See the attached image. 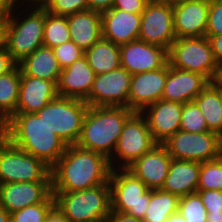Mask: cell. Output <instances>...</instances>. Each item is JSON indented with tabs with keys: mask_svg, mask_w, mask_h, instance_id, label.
<instances>
[{
	"mask_svg": "<svg viewBox=\"0 0 222 222\" xmlns=\"http://www.w3.org/2000/svg\"><path fill=\"white\" fill-rule=\"evenodd\" d=\"M54 205V197L51 194L44 202L27 206L11 213V222H43L46 214Z\"/></svg>",
	"mask_w": 222,
	"mask_h": 222,
	"instance_id": "e575fe53",
	"label": "cell"
},
{
	"mask_svg": "<svg viewBox=\"0 0 222 222\" xmlns=\"http://www.w3.org/2000/svg\"><path fill=\"white\" fill-rule=\"evenodd\" d=\"M179 130L190 133H203L209 131L205 118L194 101L183 104Z\"/></svg>",
	"mask_w": 222,
	"mask_h": 222,
	"instance_id": "836d02e7",
	"label": "cell"
},
{
	"mask_svg": "<svg viewBox=\"0 0 222 222\" xmlns=\"http://www.w3.org/2000/svg\"><path fill=\"white\" fill-rule=\"evenodd\" d=\"M87 3L89 10L102 13L113 7L114 0H87Z\"/></svg>",
	"mask_w": 222,
	"mask_h": 222,
	"instance_id": "7bdbcfd3",
	"label": "cell"
},
{
	"mask_svg": "<svg viewBox=\"0 0 222 222\" xmlns=\"http://www.w3.org/2000/svg\"><path fill=\"white\" fill-rule=\"evenodd\" d=\"M43 8L53 15L69 16L89 9L87 0H48Z\"/></svg>",
	"mask_w": 222,
	"mask_h": 222,
	"instance_id": "d590c367",
	"label": "cell"
},
{
	"mask_svg": "<svg viewBox=\"0 0 222 222\" xmlns=\"http://www.w3.org/2000/svg\"><path fill=\"white\" fill-rule=\"evenodd\" d=\"M200 162L172 159L162 190L179 197L197 192Z\"/></svg>",
	"mask_w": 222,
	"mask_h": 222,
	"instance_id": "d4e9b609",
	"label": "cell"
},
{
	"mask_svg": "<svg viewBox=\"0 0 222 222\" xmlns=\"http://www.w3.org/2000/svg\"><path fill=\"white\" fill-rule=\"evenodd\" d=\"M207 222H222V212H207Z\"/></svg>",
	"mask_w": 222,
	"mask_h": 222,
	"instance_id": "c3c4849f",
	"label": "cell"
},
{
	"mask_svg": "<svg viewBox=\"0 0 222 222\" xmlns=\"http://www.w3.org/2000/svg\"><path fill=\"white\" fill-rule=\"evenodd\" d=\"M131 77L132 75L122 66L96 75L85 103L89 107L123 106L128 108Z\"/></svg>",
	"mask_w": 222,
	"mask_h": 222,
	"instance_id": "4fadbf2b",
	"label": "cell"
},
{
	"mask_svg": "<svg viewBox=\"0 0 222 222\" xmlns=\"http://www.w3.org/2000/svg\"><path fill=\"white\" fill-rule=\"evenodd\" d=\"M16 65L7 48L2 47L0 49V76L11 71Z\"/></svg>",
	"mask_w": 222,
	"mask_h": 222,
	"instance_id": "60d3db41",
	"label": "cell"
},
{
	"mask_svg": "<svg viewBox=\"0 0 222 222\" xmlns=\"http://www.w3.org/2000/svg\"><path fill=\"white\" fill-rule=\"evenodd\" d=\"M174 160L206 162L222 156V137L212 131H177L162 143Z\"/></svg>",
	"mask_w": 222,
	"mask_h": 222,
	"instance_id": "8fae6325",
	"label": "cell"
},
{
	"mask_svg": "<svg viewBox=\"0 0 222 222\" xmlns=\"http://www.w3.org/2000/svg\"><path fill=\"white\" fill-rule=\"evenodd\" d=\"M222 191V156L213 161L200 162L197 190Z\"/></svg>",
	"mask_w": 222,
	"mask_h": 222,
	"instance_id": "1f68e13d",
	"label": "cell"
},
{
	"mask_svg": "<svg viewBox=\"0 0 222 222\" xmlns=\"http://www.w3.org/2000/svg\"><path fill=\"white\" fill-rule=\"evenodd\" d=\"M111 165L103 154L67 145L51 167L52 192H75L109 182Z\"/></svg>",
	"mask_w": 222,
	"mask_h": 222,
	"instance_id": "6da1fadb",
	"label": "cell"
},
{
	"mask_svg": "<svg viewBox=\"0 0 222 222\" xmlns=\"http://www.w3.org/2000/svg\"><path fill=\"white\" fill-rule=\"evenodd\" d=\"M43 222H70L54 204L46 214Z\"/></svg>",
	"mask_w": 222,
	"mask_h": 222,
	"instance_id": "f6af8a7d",
	"label": "cell"
},
{
	"mask_svg": "<svg viewBox=\"0 0 222 222\" xmlns=\"http://www.w3.org/2000/svg\"><path fill=\"white\" fill-rule=\"evenodd\" d=\"M70 40L67 16L53 15L46 11L43 45L55 48Z\"/></svg>",
	"mask_w": 222,
	"mask_h": 222,
	"instance_id": "4dcf8cb0",
	"label": "cell"
},
{
	"mask_svg": "<svg viewBox=\"0 0 222 222\" xmlns=\"http://www.w3.org/2000/svg\"><path fill=\"white\" fill-rule=\"evenodd\" d=\"M57 96L54 81L21 75L16 113H36Z\"/></svg>",
	"mask_w": 222,
	"mask_h": 222,
	"instance_id": "603a6c76",
	"label": "cell"
},
{
	"mask_svg": "<svg viewBox=\"0 0 222 222\" xmlns=\"http://www.w3.org/2000/svg\"><path fill=\"white\" fill-rule=\"evenodd\" d=\"M133 113L123 106L89 107L76 145L110 159L126 120Z\"/></svg>",
	"mask_w": 222,
	"mask_h": 222,
	"instance_id": "3957f363",
	"label": "cell"
},
{
	"mask_svg": "<svg viewBox=\"0 0 222 222\" xmlns=\"http://www.w3.org/2000/svg\"><path fill=\"white\" fill-rule=\"evenodd\" d=\"M213 51L215 61L218 65L222 63V34L217 36H206Z\"/></svg>",
	"mask_w": 222,
	"mask_h": 222,
	"instance_id": "b9f144b4",
	"label": "cell"
},
{
	"mask_svg": "<svg viewBox=\"0 0 222 222\" xmlns=\"http://www.w3.org/2000/svg\"><path fill=\"white\" fill-rule=\"evenodd\" d=\"M157 144L145 117L140 112H134L126 120L113 155L109 159L111 168L126 169Z\"/></svg>",
	"mask_w": 222,
	"mask_h": 222,
	"instance_id": "30bf717a",
	"label": "cell"
},
{
	"mask_svg": "<svg viewBox=\"0 0 222 222\" xmlns=\"http://www.w3.org/2000/svg\"><path fill=\"white\" fill-rule=\"evenodd\" d=\"M121 66L131 75L160 69L167 62V50L141 40L120 45Z\"/></svg>",
	"mask_w": 222,
	"mask_h": 222,
	"instance_id": "5bb4252c",
	"label": "cell"
},
{
	"mask_svg": "<svg viewBox=\"0 0 222 222\" xmlns=\"http://www.w3.org/2000/svg\"><path fill=\"white\" fill-rule=\"evenodd\" d=\"M182 111L183 103L159 100L140 113L145 117L154 140L162 144L179 131Z\"/></svg>",
	"mask_w": 222,
	"mask_h": 222,
	"instance_id": "e0dca14e",
	"label": "cell"
},
{
	"mask_svg": "<svg viewBox=\"0 0 222 222\" xmlns=\"http://www.w3.org/2000/svg\"><path fill=\"white\" fill-rule=\"evenodd\" d=\"M16 7L18 5L5 20L4 46L18 64L43 45L46 10L38 6L26 8L24 5L22 8H25V11H20ZM17 11L21 13L18 14ZM14 12H17V16Z\"/></svg>",
	"mask_w": 222,
	"mask_h": 222,
	"instance_id": "277c9868",
	"label": "cell"
},
{
	"mask_svg": "<svg viewBox=\"0 0 222 222\" xmlns=\"http://www.w3.org/2000/svg\"><path fill=\"white\" fill-rule=\"evenodd\" d=\"M172 157L163 144H157L126 169L141 179L149 189H161L167 177Z\"/></svg>",
	"mask_w": 222,
	"mask_h": 222,
	"instance_id": "ac0fdd59",
	"label": "cell"
},
{
	"mask_svg": "<svg viewBox=\"0 0 222 222\" xmlns=\"http://www.w3.org/2000/svg\"><path fill=\"white\" fill-rule=\"evenodd\" d=\"M207 212H222L221 190H197Z\"/></svg>",
	"mask_w": 222,
	"mask_h": 222,
	"instance_id": "f35d334b",
	"label": "cell"
},
{
	"mask_svg": "<svg viewBox=\"0 0 222 222\" xmlns=\"http://www.w3.org/2000/svg\"><path fill=\"white\" fill-rule=\"evenodd\" d=\"M166 222H186V221L179 212H176V213L171 214L167 218Z\"/></svg>",
	"mask_w": 222,
	"mask_h": 222,
	"instance_id": "681fc988",
	"label": "cell"
},
{
	"mask_svg": "<svg viewBox=\"0 0 222 222\" xmlns=\"http://www.w3.org/2000/svg\"><path fill=\"white\" fill-rule=\"evenodd\" d=\"M16 0H0V19L6 20L16 6Z\"/></svg>",
	"mask_w": 222,
	"mask_h": 222,
	"instance_id": "bcb514c9",
	"label": "cell"
},
{
	"mask_svg": "<svg viewBox=\"0 0 222 222\" xmlns=\"http://www.w3.org/2000/svg\"><path fill=\"white\" fill-rule=\"evenodd\" d=\"M89 106L83 100L57 96L36 114L67 145L77 143Z\"/></svg>",
	"mask_w": 222,
	"mask_h": 222,
	"instance_id": "8992f818",
	"label": "cell"
},
{
	"mask_svg": "<svg viewBox=\"0 0 222 222\" xmlns=\"http://www.w3.org/2000/svg\"><path fill=\"white\" fill-rule=\"evenodd\" d=\"M0 222H11L10 213L1 207H0Z\"/></svg>",
	"mask_w": 222,
	"mask_h": 222,
	"instance_id": "816d5d0a",
	"label": "cell"
},
{
	"mask_svg": "<svg viewBox=\"0 0 222 222\" xmlns=\"http://www.w3.org/2000/svg\"><path fill=\"white\" fill-rule=\"evenodd\" d=\"M149 0H114L111 9H120L129 13H142Z\"/></svg>",
	"mask_w": 222,
	"mask_h": 222,
	"instance_id": "ab89813d",
	"label": "cell"
},
{
	"mask_svg": "<svg viewBox=\"0 0 222 222\" xmlns=\"http://www.w3.org/2000/svg\"><path fill=\"white\" fill-rule=\"evenodd\" d=\"M21 70L18 64L0 76V127L17 111Z\"/></svg>",
	"mask_w": 222,
	"mask_h": 222,
	"instance_id": "f1b7e54d",
	"label": "cell"
},
{
	"mask_svg": "<svg viewBox=\"0 0 222 222\" xmlns=\"http://www.w3.org/2000/svg\"><path fill=\"white\" fill-rule=\"evenodd\" d=\"M214 83L220 87H222V63L218 65V72L215 77Z\"/></svg>",
	"mask_w": 222,
	"mask_h": 222,
	"instance_id": "f5cc1de1",
	"label": "cell"
},
{
	"mask_svg": "<svg viewBox=\"0 0 222 222\" xmlns=\"http://www.w3.org/2000/svg\"><path fill=\"white\" fill-rule=\"evenodd\" d=\"M210 81L200 73L180 70L168 63V74L161 100L183 103L193 101Z\"/></svg>",
	"mask_w": 222,
	"mask_h": 222,
	"instance_id": "ffe728a7",
	"label": "cell"
},
{
	"mask_svg": "<svg viewBox=\"0 0 222 222\" xmlns=\"http://www.w3.org/2000/svg\"><path fill=\"white\" fill-rule=\"evenodd\" d=\"M16 0L17 5L21 8L24 4L28 6H38V7H43L48 0ZM31 2V3H30ZM24 3V4H23Z\"/></svg>",
	"mask_w": 222,
	"mask_h": 222,
	"instance_id": "7dc6e473",
	"label": "cell"
},
{
	"mask_svg": "<svg viewBox=\"0 0 222 222\" xmlns=\"http://www.w3.org/2000/svg\"><path fill=\"white\" fill-rule=\"evenodd\" d=\"M178 212L186 222H207V210L197 193L179 198Z\"/></svg>",
	"mask_w": 222,
	"mask_h": 222,
	"instance_id": "d6a6232c",
	"label": "cell"
},
{
	"mask_svg": "<svg viewBox=\"0 0 222 222\" xmlns=\"http://www.w3.org/2000/svg\"><path fill=\"white\" fill-rule=\"evenodd\" d=\"M139 40L169 50L176 40L173 7L156 0H149L141 13Z\"/></svg>",
	"mask_w": 222,
	"mask_h": 222,
	"instance_id": "7c38bea8",
	"label": "cell"
},
{
	"mask_svg": "<svg viewBox=\"0 0 222 222\" xmlns=\"http://www.w3.org/2000/svg\"><path fill=\"white\" fill-rule=\"evenodd\" d=\"M84 56L96 75L113 71L121 66L120 46L103 37L84 51Z\"/></svg>",
	"mask_w": 222,
	"mask_h": 222,
	"instance_id": "4316f807",
	"label": "cell"
},
{
	"mask_svg": "<svg viewBox=\"0 0 222 222\" xmlns=\"http://www.w3.org/2000/svg\"><path fill=\"white\" fill-rule=\"evenodd\" d=\"M222 34V0H210L205 36Z\"/></svg>",
	"mask_w": 222,
	"mask_h": 222,
	"instance_id": "74e56055",
	"label": "cell"
},
{
	"mask_svg": "<svg viewBox=\"0 0 222 222\" xmlns=\"http://www.w3.org/2000/svg\"><path fill=\"white\" fill-rule=\"evenodd\" d=\"M6 21L0 19V49L4 47Z\"/></svg>",
	"mask_w": 222,
	"mask_h": 222,
	"instance_id": "f907efd6",
	"label": "cell"
},
{
	"mask_svg": "<svg viewBox=\"0 0 222 222\" xmlns=\"http://www.w3.org/2000/svg\"><path fill=\"white\" fill-rule=\"evenodd\" d=\"M51 181V167L0 134V184Z\"/></svg>",
	"mask_w": 222,
	"mask_h": 222,
	"instance_id": "52a82bcc",
	"label": "cell"
},
{
	"mask_svg": "<svg viewBox=\"0 0 222 222\" xmlns=\"http://www.w3.org/2000/svg\"><path fill=\"white\" fill-rule=\"evenodd\" d=\"M168 74V62L160 69L133 74L130 82L128 108L141 112L161 100Z\"/></svg>",
	"mask_w": 222,
	"mask_h": 222,
	"instance_id": "9a60e30c",
	"label": "cell"
},
{
	"mask_svg": "<svg viewBox=\"0 0 222 222\" xmlns=\"http://www.w3.org/2000/svg\"><path fill=\"white\" fill-rule=\"evenodd\" d=\"M201 110L209 131L222 137V101L220 86L210 82L193 100Z\"/></svg>",
	"mask_w": 222,
	"mask_h": 222,
	"instance_id": "83f0119b",
	"label": "cell"
},
{
	"mask_svg": "<svg viewBox=\"0 0 222 222\" xmlns=\"http://www.w3.org/2000/svg\"><path fill=\"white\" fill-rule=\"evenodd\" d=\"M102 37L117 45L138 40L141 13H129L120 9H109L101 13Z\"/></svg>",
	"mask_w": 222,
	"mask_h": 222,
	"instance_id": "7402d4cb",
	"label": "cell"
},
{
	"mask_svg": "<svg viewBox=\"0 0 222 222\" xmlns=\"http://www.w3.org/2000/svg\"><path fill=\"white\" fill-rule=\"evenodd\" d=\"M220 96H221V101H222V87H220Z\"/></svg>",
	"mask_w": 222,
	"mask_h": 222,
	"instance_id": "11a10c76",
	"label": "cell"
},
{
	"mask_svg": "<svg viewBox=\"0 0 222 222\" xmlns=\"http://www.w3.org/2000/svg\"><path fill=\"white\" fill-rule=\"evenodd\" d=\"M95 76L83 55L62 69L57 82L58 96L85 101L92 90Z\"/></svg>",
	"mask_w": 222,
	"mask_h": 222,
	"instance_id": "44dd1931",
	"label": "cell"
},
{
	"mask_svg": "<svg viewBox=\"0 0 222 222\" xmlns=\"http://www.w3.org/2000/svg\"><path fill=\"white\" fill-rule=\"evenodd\" d=\"M111 210L142 219L149 206L150 189L127 169H112L109 178Z\"/></svg>",
	"mask_w": 222,
	"mask_h": 222,
	"instance_id": "9c48e42d",
	"label": "cell"
},
{
	"mask_svg": "<svg viewBox=\"0 0 222 222\" xmlns=\"http://www.w3.org/2000/svg\"><path fill=\"white\" fill-rule=\"evenodd\" d=\"M210 0H189L173 6L176 39L205 36Z\"/></svg>",
	"mask_w": 222,
	"mask_h": 222,
	"instance_id": "d6986e66",
	"label": "cell"
},
{
	"mask_svg": "<svg viewBox=\"0 0 222 222\" xmlns=\"http://www.w3.org/2000/svg\"><path fill=\"white\" fill-rule=\"evenodd\" d=\"M52 194L51 181L0 184V207L10 214L44 202Z\"/></svg>",
	"mask_w": 222,
	"mask_h": 222,
	"instance_id": "2e32d148",
	"label": "cell"
},
{
	"mask_svg": "<svg viewBox=\"0 0 222 222\" xmlns=\"http://www.w3.org/2000/svg\"><path fill=\"white\" fill-rule=\"evenodd\" d=\"M156 1H159V2H162V3H166L168 4L169 6H176V5H179V4H182L184 2H187L189 0H156Z\"/></svg>",
	"mask_w": 222,
	"mask_h": 222,
	"instance_id": "db71d44e",
	"label": "cell"
},
{
	"mask_svg": "<svg viewBox=\"0 0 222 222\" xmlns=\"http://www.w3.org/2000/svg\"><path fill=\"white\" fill-rule=\"evenodd\" d=\"M18 66L20 67L21 75L54 81L56 84L62 72L53 49L44 45L25 57L18 63Z\"/></svg>",
	"mask_w": 222,
	"mask_h": 222,
	"instance_id": "484cf974",
	"label": "cell"
},
{
	"mask_svg": "<svg viewBox=\"0 0 222 222\" xmlns=\"http://www.w3.org/2000/svg\"><path fill=\"white\" fill-rule=\"evenodd\" d=\"M71 41L81 50L91 48L102 37L101 13L93 10L79 11L67 16Z\"/></svg>",
	"mask_w": 222,
	"mask_h": 222,
	"instance_id": "cb8c5ba5",
	"label": "cell"
},
{
	"mask_svg": "<svg viewBox=\"0 0 222 222\" xmlns=\"http://www.w3.org/2000/svg\"><path fill=\"white\" fill-rule=\"evenodd\" d=\"M106 222H143V220L130 216L126 213H120L111 210Z\"/></svg>",
	"mask_w": 222,
	"mask_h": 222,
	"instance_id": "ee69618b",
	"label": "cell"
},
{
	"mask_svg": "<svg viewBox=\"0 0 222 222\" xmlns=\"http://www.w3.org/2000/svg\"><path fill=\"white\" fill-rule=\"evenodd\" d=\"M0 134L13 146L43 160L50 167L67 147L36 113H14L0 127Z\"/></svg>",
	"mask_w": 222,
	"mask_h": 222,
	"instance_id": "7a4b0ae2",
	"label": "cell"
},
{
	"mask_svg": "<svg viewBox=\"0 0 222 222\" xmlns=\"http://www.w3.org/2000/svg\"><path fill=\"white\" fill-rule=\"evenodd\" d=\"M179 198L162 189H150L149 206L143 222H166L171 214L178 212Z\"/></svg>",
	"mask_w": 222,
	"mask_h": 222,
	"instance_id": "f546056e",
	"label": "cell"
},
{
	"mask_svg": "<svg viewBox=\"0 0 222 222\" xmlns=\"http://www.w3.org/2000/svg\"><path fill=\"white\" fill-rule=\"evenodd\" d=\"M52 49L62 69L73 64L84 55V51L71 40Z\"/></svg>",
	"mask_w": 222,
	"mask_h": 222,
	"instance_id": "8d00e7d4",
	"label": "cell"
},
{
	"mask_svg": "<svg viewBox=\"0 0 222 222\" xmlns=\"http://www.w3.org/2000/svg\"><path fill=\"white\" fill-rule=\"evenodd\" d=\"M54 204L70 222L106 221L111 211L109 182L75 192H52Z\"/></svg>",
	"mask_w": 222,
	"mask_h": 222,
	"instance_id": "5b68a950",
	"label": "cell"
},
{
	"mask_svg": "<svg viewBox=\"0 0 222 222\" xmlns=\"http://www.w3.org/2000/svg\"><path fill=\"white\" fill-rule=\"evenodd\" d=\"M170 66L205 76L214 82L218 72L212 48L206 36L178 38L167 51Z\"/></svg>",
	"mask_w": 222,
	"mask_h": 222,
	"instance_id": "ba28073f",
	"label": "cell"
}]
</instances>
